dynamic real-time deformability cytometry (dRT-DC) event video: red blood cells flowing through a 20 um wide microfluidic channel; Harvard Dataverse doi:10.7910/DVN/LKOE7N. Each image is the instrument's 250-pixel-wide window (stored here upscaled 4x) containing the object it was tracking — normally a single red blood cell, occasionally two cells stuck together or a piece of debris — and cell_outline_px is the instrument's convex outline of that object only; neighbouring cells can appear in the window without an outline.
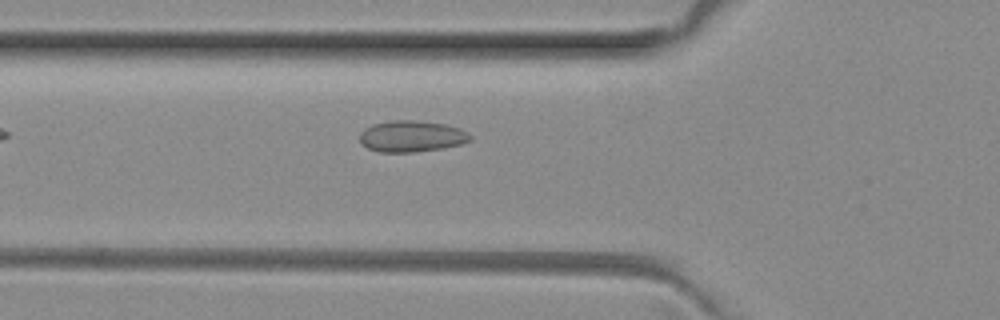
{"species": "common noctule bat (a hibernating species)", "species_latin": "Nyctalus noctula", "temperature_condition": "room temperature", "stored_images_in_passage": 3, "camera_frame_rate_fps": 3000, "um_per_image_px": 0.085, "animal": {"sex": "female", "body_mass_g": 29.2, "forearm_length_mm": 56.3}, "frame": {"image": 1, "passage_image": 3, "time_ms": 0.667, "image_size_px": [1000, 320], "cell_outline_px": [[472, 140], [460, 144], [440, 148], [416, 152], [380, 152], [368, 148], [360, 144], [360, 132], [364, 128], [372, 124], [392, 120], [416, 120], [444, 124], [460, 128], [468, 132], [472, 136]], "centroid_in_image_um": [34.97, 11.58], "position_along_channel_um": 90.8, "area_um2": 20.29}}